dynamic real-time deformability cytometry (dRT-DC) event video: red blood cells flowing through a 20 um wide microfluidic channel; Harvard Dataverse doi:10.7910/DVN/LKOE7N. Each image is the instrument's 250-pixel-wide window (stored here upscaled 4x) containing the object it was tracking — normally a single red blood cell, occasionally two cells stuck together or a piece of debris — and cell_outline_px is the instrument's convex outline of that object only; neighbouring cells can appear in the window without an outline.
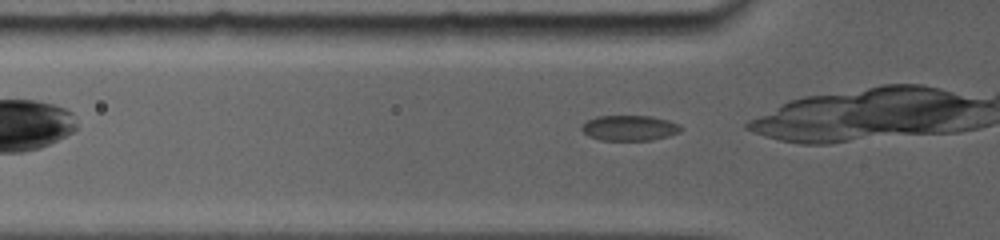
{"species": "common noctule bat (a hibernating species)", "species_latin": "Nyctalus noctula", "temperature_condition": "room temperature", "stored_images_in_passage": 42, "camera_frame_rate_fps": 5000, "um_per_image_px": 0.085, "animal": {"sex": "female", "body_mass_g": 19.0, "forearm_length_mm": 56.7}, "frame": {"image": 1, "passage_image": 2, "time_ms": 0.2, "image_size_px": [1000, 240], "cell_outline_px": [[684, 128], [680, 132], [668, 136], [652, 140], [600, 140], [588, 136], [580, 128], [580, 124], [596, 116], [652, 116], [668, 120], [680, 124]], "centroid_in_image_um": [53.51, 10.87], "position_along_channel_um": 72.3, "area_um2": 14.85}}
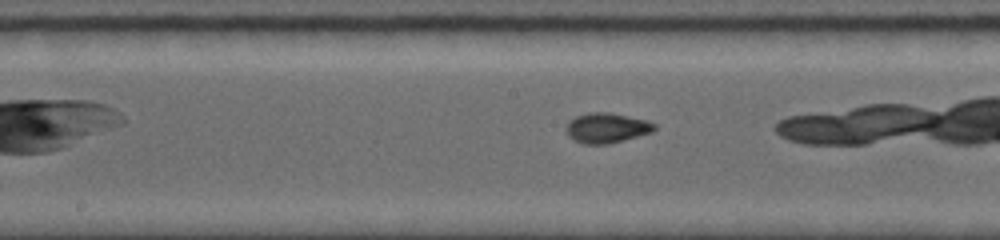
{"frame": {"image": 2, "passage_image": 16, "time_ms": 3.4, "image_size_px": [1000, 240], "cell_outline_px": [[656, 128], [652, 132], [608, 144], [584, 144], [572, 140], [568, 136], [564, 128], [568, 120], [576, 116], [588, 112], [608, 112], [648, 120], [656, 124]], "centroid_in_image_um": [51.52, 10.87], "position_along_channel_um": 196.7, "area_um2": 15.66}}
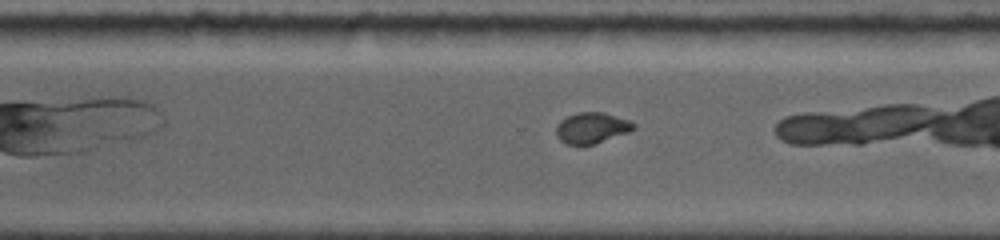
{"frame": {"image": 3, "passage_image": 30, "time_ms": 6.6, "image_size_px": [1000, 240], "cell_outline_px": [[636, 128], [628, 132], [592, 144], [568, 144], [560, 140], [556, 136], [556, 124], [560, 120], [576, 112], [604, 112], [628, 120], [636, 124]], "centroid_in_image_um": [50.28, 10.85], "position_along_channel_um": 320.3, "area_um2": 13.81}}